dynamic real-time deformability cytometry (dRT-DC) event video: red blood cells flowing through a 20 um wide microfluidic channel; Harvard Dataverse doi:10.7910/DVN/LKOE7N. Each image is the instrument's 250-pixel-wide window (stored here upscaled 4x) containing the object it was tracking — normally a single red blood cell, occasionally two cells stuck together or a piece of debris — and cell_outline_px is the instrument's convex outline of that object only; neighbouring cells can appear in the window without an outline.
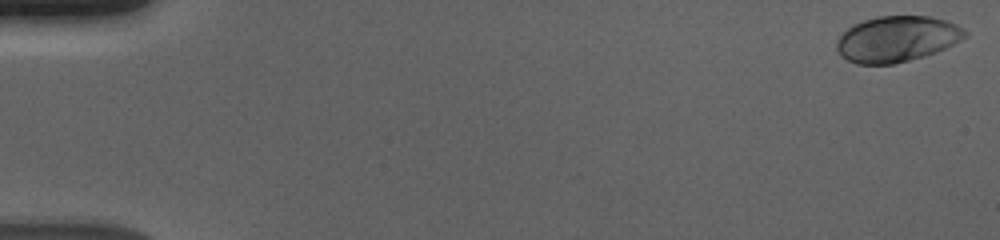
{"species": "human", "species_latin": "Homo sapiens", "temperature_condition": "cold", "stored_images_in_passage": 16, "camera_frame_rate_fps": 3000, "um_per_image_px": 0.085, "donor": {"sex": "male"}, "frame": {"image": 1, "passage_image": 1, "time_ms": 0.0, "image_size_px": [1000, 240], "cell_outline_px": [[968, 36], [936, 52], [924, 56], [892, 64], [856, 64], [840, 56], [836, 48], [836, 40], [848, 28], [864, 20], [876, 16], [928, 16], [948, 20], [964, 28], [968, 32]], "centroid_in_image_um": [76.24, 3.31], "position_along_channel_um": 8.8, "area_um2": 34.28}}